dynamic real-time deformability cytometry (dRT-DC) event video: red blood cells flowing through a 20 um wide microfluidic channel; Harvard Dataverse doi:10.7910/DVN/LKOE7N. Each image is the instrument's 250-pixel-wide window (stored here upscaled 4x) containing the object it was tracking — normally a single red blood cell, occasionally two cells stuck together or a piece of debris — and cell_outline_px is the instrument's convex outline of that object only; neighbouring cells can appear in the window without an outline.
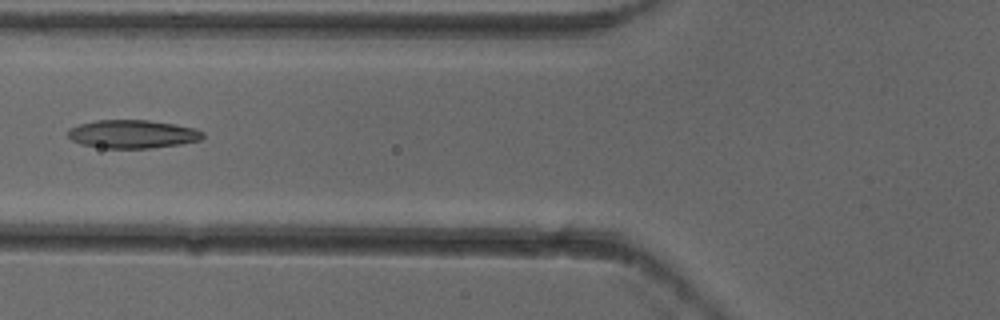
{"species": "common noctule bat (a hibernating species)", "species_latin": "Nyctalus noctula", "temperature_condition": "cold", "stored_images_in_passage": 5, "camera_frame_rate_fps": 3000, "um_per_image_px": 0.085, "animal": {"sex": "female"}, "frame": {"image": 1, "passage_image": 5, "time_ms": 1.333, "image_size_px": [1000, 320], "cell_outline_px": [[204, 136], [200, 140], [180, 144], [152, 148], [108, 148], [80, 144], [72, 140], [68, 136], [68, 128], [80, 124], [96, 120], [148, 120], [176, 124], [196, 128], [204, 132]], "centroid_in_image_um": [11.29, 11.39], "position_along_channel_um": 114.5, "area_um2": 22.31}}